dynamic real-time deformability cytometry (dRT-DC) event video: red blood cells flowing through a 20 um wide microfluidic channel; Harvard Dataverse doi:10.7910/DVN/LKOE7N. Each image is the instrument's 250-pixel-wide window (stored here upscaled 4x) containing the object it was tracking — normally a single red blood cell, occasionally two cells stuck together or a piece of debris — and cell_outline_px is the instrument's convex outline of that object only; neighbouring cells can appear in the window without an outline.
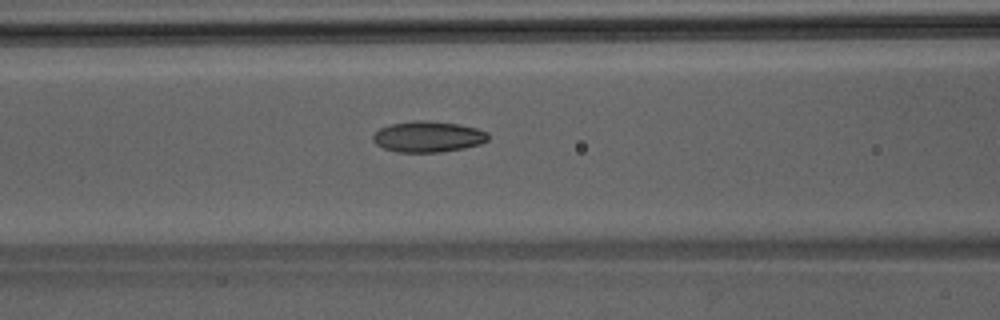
{"species": "Egyptian fruit bat (a non-hibernating species)", "species_latin": "Rousettus aegyptiacus", "temperature_condition": "room temperature", "stored_images_in_passage": 49, "camera_frame_rate_fps": 3000, "um_per_image_px": 0.085, "animal": {"sex": "male"}, "frame": {"image": 1, "passage_image": 21, "time_ms": 6.667, "image_size_px": [1000, 320], "cell_outline_px": [[488, 140], [480, 144], [464, 148], [440, 152], [396, 152], [384, 148], [376, 144], [372, 140], [372, 136], [380, 128], [388, 124], [416, 120], [420, 120], [460, 124], [476, 128], [488, 132]], "centroid_in_image_um": [36.37, 11.62], "position_along_channel_um": 130.2, "area_um2": 20.81}}
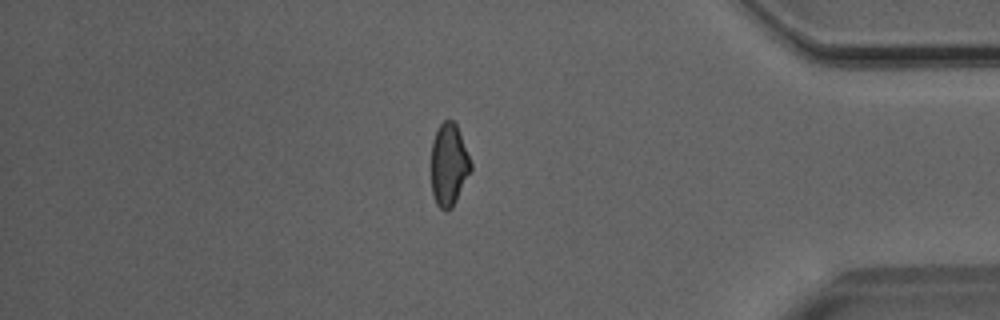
{"frame": {"image": 2, "passage_image": 42, "time_ms": 13.667, "image_size_px": [1000, 320], "cell_outline_px": [[472, 168], [452, 208], [444, 212], [436, 204], [432, 192], [432, 140], [440, 124], [444, 120], [452, 120], [456, 124], [460, 132], [472, 164]], "centroid_in_image_um": [38.15, 14.01], "position_along_channel_um": 397.0, "area_um2": 18.9}}
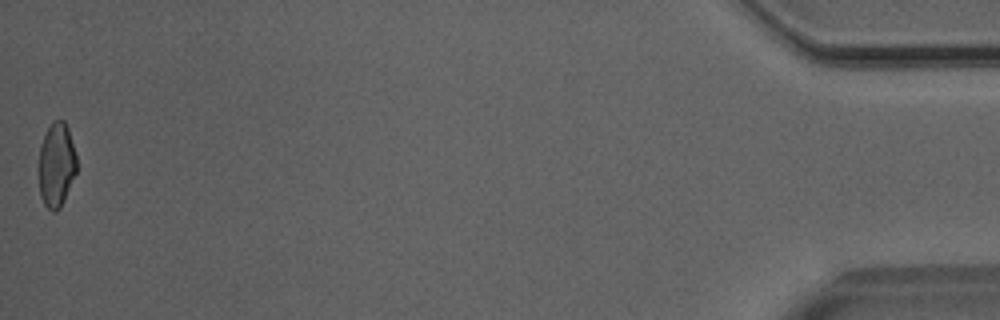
{"frame": {"image": 3, "passage_image": 49, "time_ms": 16.0, "image_size_px": [1000, 320], "cell_outline_px": [[76, 172], [64, 200], [60, 208], [56, 212], [52, 212], [44, 204], [40, 196], [40, 144], [52, 120], [64, 120], [68, 128], [76, 156]], "centroid_in_image_um": [4.8, 14.02], "position_along_channel_um": 430.4, "area_um2": 18.38}}